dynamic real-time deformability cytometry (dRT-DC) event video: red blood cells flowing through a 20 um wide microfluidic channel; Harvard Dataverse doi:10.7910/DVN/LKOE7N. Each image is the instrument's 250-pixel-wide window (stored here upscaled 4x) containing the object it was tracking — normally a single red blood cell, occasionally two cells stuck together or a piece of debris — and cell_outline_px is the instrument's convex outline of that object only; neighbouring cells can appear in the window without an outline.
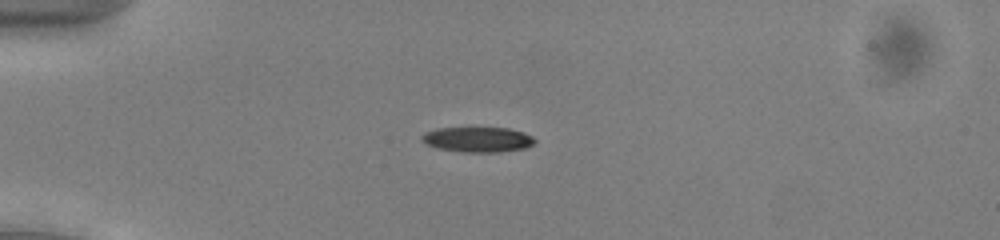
{"species": "common noctule bat (a hibernating species)", "species_latin": "Nyctalus noctula", "temperature_condition": "cold", "stored_images_in_passage": 49, "camera_frame_rate_fps": 3000, "um_per_image_px": 0.085, "animal": {"sex": "male", "body_mass_g": 13.0, "forearm_length_mm": 53.1}, "frame": {"image": 1, "passage_image": 10, "time_ms": 3.0, "image_size_px": [1000, 240], "cell_outline_px": [[536, 140], [532, 144], [524, 148], [500, 152], [464, 152], [436, 148], [420, 140], [420, 136], [424, 132], [436, 128], [508, 128], [524, 132], [532, 136]], "centroid_in_image_um": [40.57, 11.85], "position_along_channel_um": 44.4, "area_um2": 16.59}}
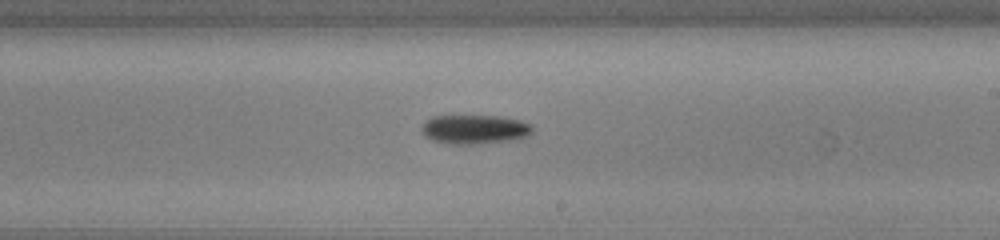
{"frame": {"image": 2, "passage_image": 28, "time_ms": 9.0, "image_size_px": [1000, 240], "cell_outline_px": [[532, 132], [528, 136], [520, 140], [476, 144], [448, 144], [432, 140], [424, 136], [420, 132], [420, 128], [432, 116], [500, 116], [520, 120], [532, 124]], "centroid_in_image_um": [40.37, 11.01], "position_along_channel_um": 248.6, "area_um2": 19.19}}
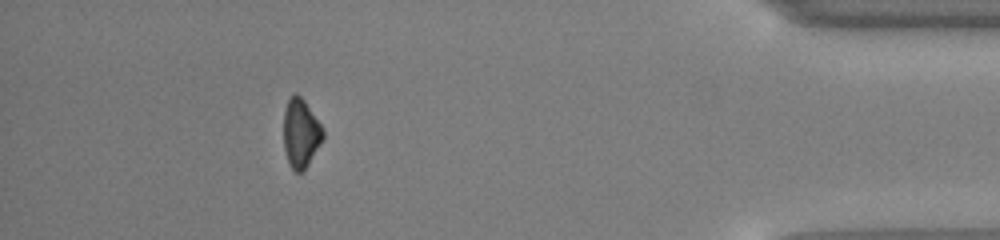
{"frame": {"image": 3, "passage_image": 44, "time_ms": 14.333, "image_size_px": [1000, 240], "cell_outline_px": [[324, 140], [304, 172], [296, 172], [292, 168], [288, 160], [284, 148], [284, 112], [288, 100], [292, 92], [296, 92], [304, 100], [324, 128]], "centroid_in_image_um": [25.6, 11.32], "position_along_channel_um": 409.6, "area_um2": 16.07}, "authors_computed_cell_mechanics": {"area_um2": 17.1088, "velocity_mm_per_s": 3.9156, "shape_relaxation_time_tau1_ms": 3.5256, "shape_relaxation_time_tau2_ms": null, "deformation_change_tau1": 0.106, "deformation_change_tau2": null}}